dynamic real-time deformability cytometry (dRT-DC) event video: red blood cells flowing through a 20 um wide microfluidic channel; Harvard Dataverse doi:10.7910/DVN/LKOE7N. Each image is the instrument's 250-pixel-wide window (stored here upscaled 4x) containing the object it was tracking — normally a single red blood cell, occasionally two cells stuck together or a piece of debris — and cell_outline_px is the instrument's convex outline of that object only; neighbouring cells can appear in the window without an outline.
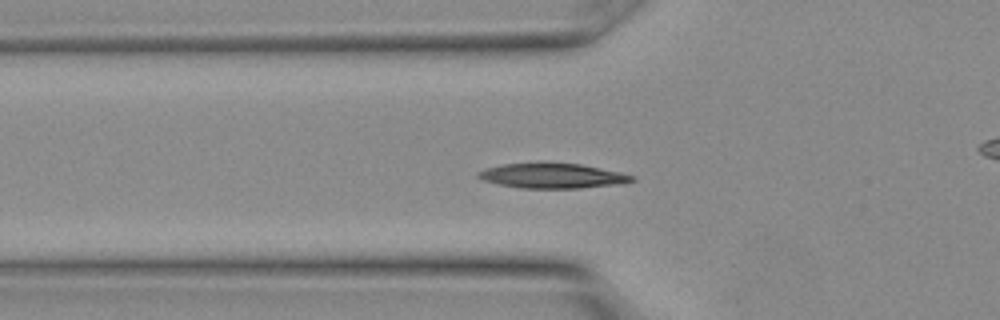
{"species": "Egyptian fruit bat (a non-hibernating species)", "species_latin": "Rousettus aegyptiacus", "temperature_condition": "warm", "stored_images_in_passage": 30, "camera_frame_rate_fps": 3000, "um_per_image_px": 0.085, "animal": {"sex": "female"}, "frame": {"image": 1, "passage_image": 10, "time_ms": 3.0, "image_size_px": [1000, 320], "cell_outline_px": [[636, 180], [624, 184], [580, 188], [520, 188], [480, 180], [476, 176], [476, 172], [488, 168], [504, 164], [540, 160], [580, 164], [620, 172], [636, 176]], "centroid_in_image_um": [46.96, 14.91], "position_along_channel_um": 78.8, "area_um2": 23.18}}
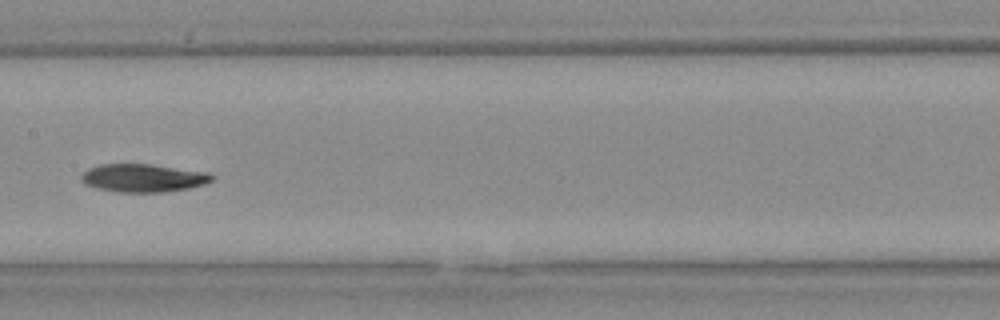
{"frame": {"image": 2, "passage_image": 15, "time_ms": 4.667, "image_size_px": [1000, 320], "cell_outline_px": [[216, 176], [212, 180], [204, 184], [188, 188], [164, 192], [120, 192], [96, 188], [84, 184], [80, 180], [80, 176], [88, 168], [100, 164], [148, 164], [208, 172]], "centroid_in_image_um": [12.15, 15.13], "position_along_channel_um": 195.3, "area_um2": 21.39}}
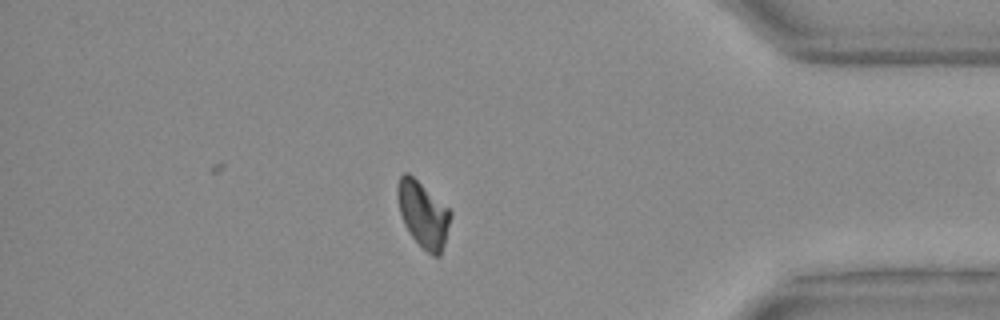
{"frame": {"image": 3, "passage_image": 25, "time_ms": 8.0, "image_size_px": [1000, 320], "cell_outline_px": [[452, 216], [444, 244], [440, 256], [432, 256], [412, 236], [404, 224], [400, 212], [396, 196], [396, 184], [400, 176], [404, 172], [408, 172], [448, 208], [452, 212]], "centroid_in_image_um": [35.95, 18.19], "position_along_channel_um": 399.2, "area_um2": 20.17}}